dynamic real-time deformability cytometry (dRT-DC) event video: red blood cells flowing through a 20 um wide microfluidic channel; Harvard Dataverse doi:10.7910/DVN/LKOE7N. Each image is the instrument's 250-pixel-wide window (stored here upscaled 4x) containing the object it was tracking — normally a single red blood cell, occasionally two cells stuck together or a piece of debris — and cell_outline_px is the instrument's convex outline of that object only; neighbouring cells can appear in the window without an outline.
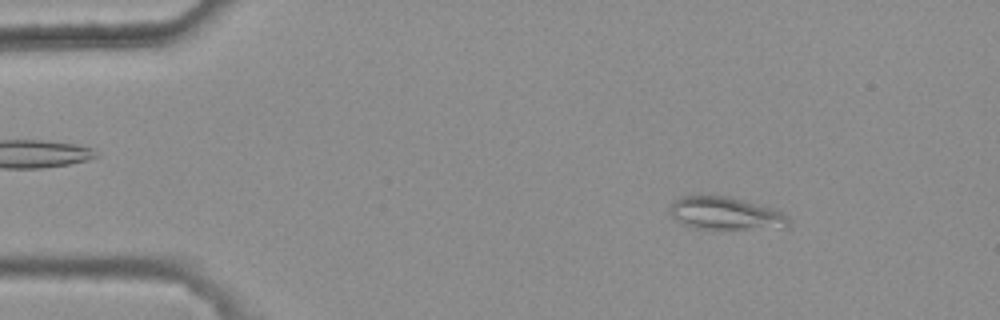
{"species": "common noctule bat (a hibernating species)", "species_latin": "Nyctalus noctula", "temperature_condition": "warm", "stored_images_in_passage": 46, "camera_frame_rate_fps": 3000, "um_per_image_px": 0.085, "animal": {"sex": "female", "body_mass_g": 25.1}, "frame": {"image": 1, "passage_image": 7, "time_ms": 2.0, "image_size_px": [1000, 320], "cell_outline_px": [[788, 228], [716, 232], [692, 228], [668, 216], [668, 208], [680, 196], [732, 196], [772, 208], [788, 216]], "centroid_in_image_um": [61.66, 18.21], "position_along_channel_um": 23.3, "area_um2": 23.99}}
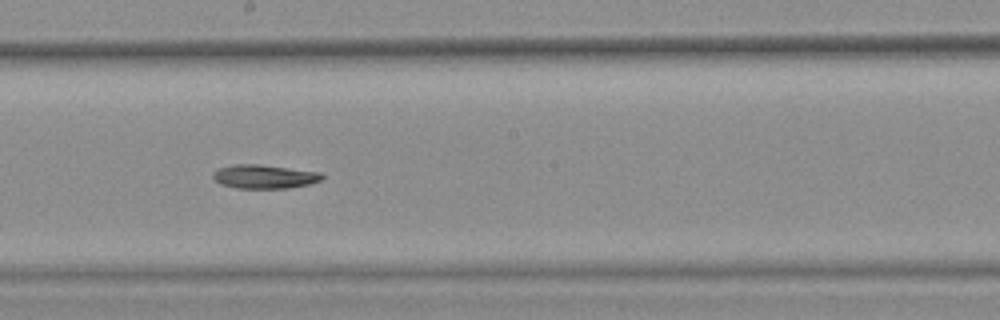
{"frame": {"image": 2, "passage_image": 29, "time_ms": 9.333, "image_size_px": [1000, 320], "cell_outline_px": [[324, 176], [320, 180], [308, 184], [288, 188], [236, 188], [220, 184], [212, 176], [212, 172], [220, 168], [232, 164], [260, 164], [320, 172]], "centroid_in_image_um": [22.44, 15.0], "position_along_channel_um": 225.8, "area_um2": 15.09}}
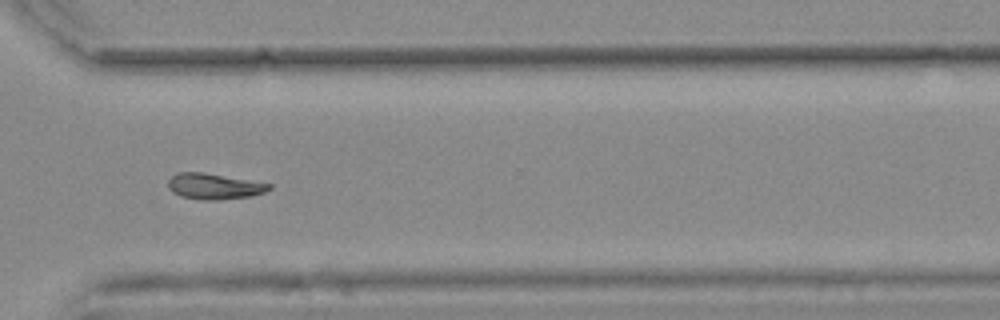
{"frame": {"image": 3, "passage_image": 39, "time_ms": 12.667, "image_size_px": [1000, 320], "cell_outline_px": [[272, 188], [264, 192], [252, 196], [220, 200], [200, 200], [180, 196], [172, 192], [168, 188], [168, 180], [176, 172], [204, 172], [272, 184]], "centroid_in_image_um": [18.18, 15.84], "position_along_channel_um": 352.4, "area_um2": 15.37}}